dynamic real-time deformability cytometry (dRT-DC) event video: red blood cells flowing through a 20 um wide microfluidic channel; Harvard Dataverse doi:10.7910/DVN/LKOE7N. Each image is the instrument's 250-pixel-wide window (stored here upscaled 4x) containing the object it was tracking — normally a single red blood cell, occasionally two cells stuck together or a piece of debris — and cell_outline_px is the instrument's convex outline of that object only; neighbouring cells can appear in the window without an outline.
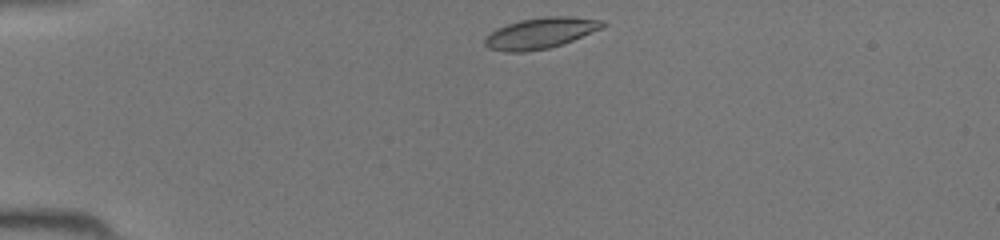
{"species": "common noctule bat (a hibernating species)", "species_latin": "Nyctalus noctula", "temperature_condition": "room temperature", "stored_images_in_passage": 35, "segment_of_instrument_passage": [1, 2], "camera_frame_rate_fps": 3000, "um_per_image_px": 0.085, "animal": {"sex": "female", "body_mass_g": 19.5, "forearm_length_mm": 54.1}, "frame": {"image": 1, "passage_image": 1, "time_ms": 0.0, "image_size_px": [1000, 240], "cell_outline_px": [[608, 24], [600, 28], [572, 40], [548, 48], [524, 52], [504, 52], [488, 48], [484, 44], [484, 40], [496, 28], [520, 20], [544, 16], [572, 16], [604, 20]], "centroid_in_image_um": [45.93, 2.8], "position_along_channel_um": 39.1, "area_um2": 21.04}}
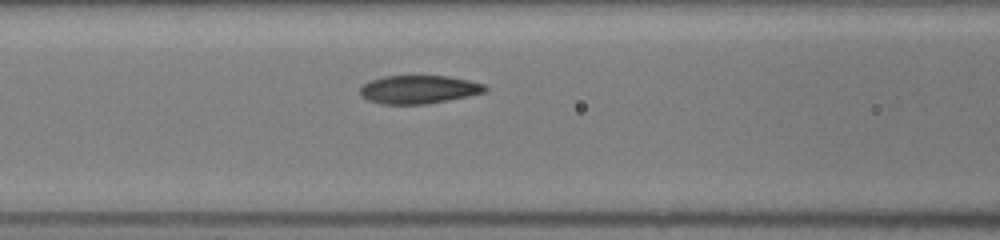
{"frame": {"image": 2, "passage_image": 10, "time_ms": 3.0, "image_size_px": [1000, 240], "cell_outline_px": [[488, 92], [428, 104], [380, 104], [368, 100], [360, 96], [360, 88], [368, 80], [384, 76], [448, 76], [468, 80], [484, 84], [488, 88]], "centroid_in_image_um": [35.59, 7.61], "position_along_channel_um": 131.0, "area_um2": 20.81}}
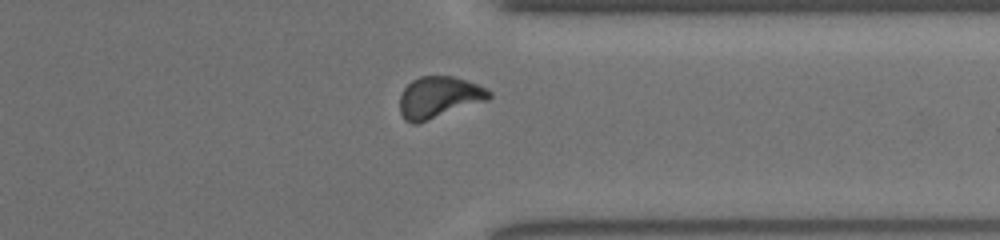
{"frame": {"image": 3, "passage_image": 26, "time_ms": 8.333, "image_size_px": [1000, 240], "cell_outline_px": [[492, 96], [488, 100], [420, 124], [412, 124], [404, 120], [400, 112], [400, 96], [404, 88], [412, 80], [420, 76], [452, 76], [476, 84], [492, 92]], "centroid_in_image_um": [37.29, 8.3], "position_along_channel_um": 374.1, "area_um2": 21.79}}